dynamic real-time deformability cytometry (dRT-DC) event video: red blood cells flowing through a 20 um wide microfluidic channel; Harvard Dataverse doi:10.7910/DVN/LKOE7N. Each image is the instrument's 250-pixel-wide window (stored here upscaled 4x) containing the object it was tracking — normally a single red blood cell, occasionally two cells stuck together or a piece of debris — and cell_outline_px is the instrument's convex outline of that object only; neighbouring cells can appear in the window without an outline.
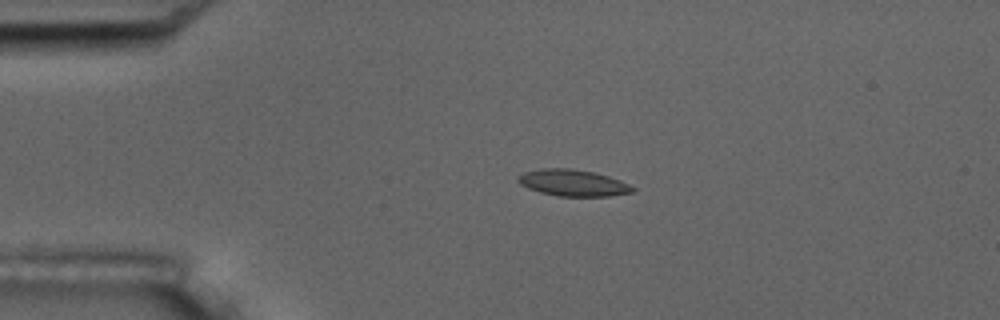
{"species": "common noctule bat (a hibernating species)", "species_latin": "Nyctalus noctula", "temperature_condition": "room temperature", "stored_images_in_passage": 2, "camera_frame_rate_fps": 3000, "um_per_image_px": 0.085, "animal": {"sex": "male", "body_mass_g": 17.5, "forearm_length_mm": 52.3}, "frame": {"image": 1, "passage_image": 1, "time_ms": 0.0, "image_size_px": [1000, 320], "cell_outline_px": [[636, 188], [632, 192], [608, 196], [560, 196], [540, 192], [528, 188], [520, 184], [516, 180], [516, 176], [524, 172], [540, 168], [572, 168], [592, 172], [608, 176], [620, 180]], "centroid_in_image_um": [48.66, 15.53], "position_along_channel_um": 36.3, "area_um2": 17.69}}